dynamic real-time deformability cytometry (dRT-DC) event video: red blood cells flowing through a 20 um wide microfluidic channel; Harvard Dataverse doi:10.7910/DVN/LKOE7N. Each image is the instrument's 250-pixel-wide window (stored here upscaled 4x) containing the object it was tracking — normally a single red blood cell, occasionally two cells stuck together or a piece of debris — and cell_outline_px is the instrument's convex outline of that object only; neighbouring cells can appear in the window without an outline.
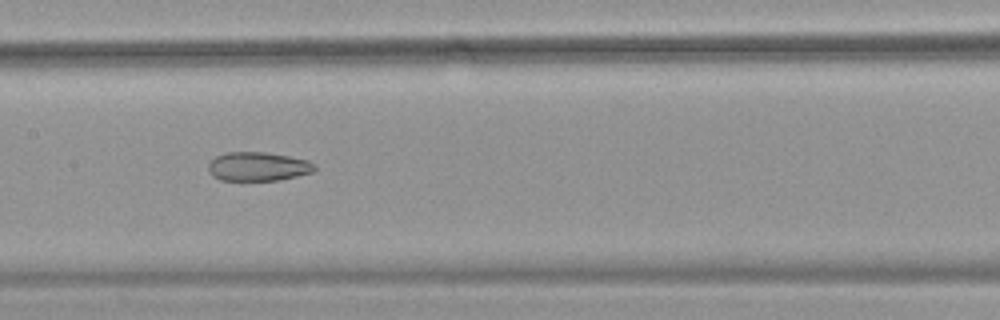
{"species": "common noctule bat (a hibernating species)", "species_latin": "Nyctalus noctula", "temperature_condition": "warm", "stored_images_in_passage": 56, "camera_frame_rate_fps": 3000, "um_per_image_px": 0.085, "animal": {"sex": "female", "body_mass_g": 18.4}, "frame": {"image": 1, "passage_image": 28, "time_ms": 9.0, "image_size_px": [1000, 320], "cell_outline_px": [[316, 168], [312, 172], [280, 180], [220, 180], [212, 176], [208, 172], [208, 164], [216, 156], [228, 152], [268, 152], [308, 160], [316, 164]], "centroid_in_image_um": [21.92, 14.15], "position_along_channel_um": 185.5, "area_um2": 17.98}}
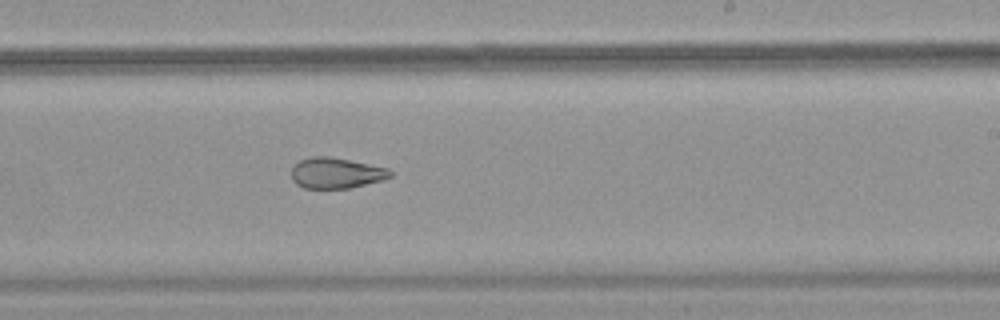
{"frame": {"image": 2, "passage_image": 34, "time_ms": 11.0, "image_size_px": [1000, 320], "cell_outline_px": [[392, 176], [384, 180], [348, 188], [304, 188], [296, 184], [292, 180], [292, 168], [300, 160], [312, 156], [328, 156], [388, 168], [392, 172]], "centroid_in_image_um": [28.57, 14.71], "position_along_channel_um": 260.4, "area_um2": 17.57}}
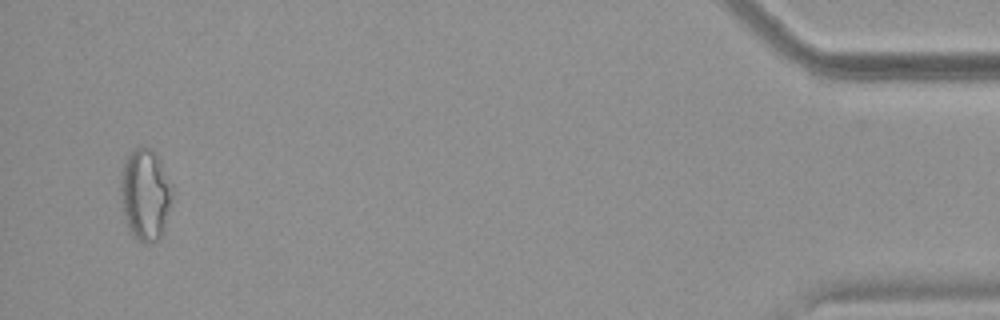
{"frame": {"image": 3, "passage_image": 53, "time_ms": 17.333, "image_size_px": [1000, 320], "cell_outline_px": [[172, 196], [160, 240], [144, 244], [136, 240], [128, 228], [124, 220], [120, 192], [120, 180], [124, 160], [128, 152], [144, 144], [152, 148], [156, 152], [172, 184]], "centroid_in_image_um": [12.32, 16.5], "position_along_channel_um": 422.9, "area_um2": 28.09}, "authors_computed_cell_mechanics": {"area_um2": 23.3801, "velocity_mm_per_s": 3.7721, "shape_relaxation_time_tau1_ms": null, "shape_relaxation_time_tau2_ms": 2.7135, "deformation_change_tau1": null, "deformation_change_tau2": 0.1006}}